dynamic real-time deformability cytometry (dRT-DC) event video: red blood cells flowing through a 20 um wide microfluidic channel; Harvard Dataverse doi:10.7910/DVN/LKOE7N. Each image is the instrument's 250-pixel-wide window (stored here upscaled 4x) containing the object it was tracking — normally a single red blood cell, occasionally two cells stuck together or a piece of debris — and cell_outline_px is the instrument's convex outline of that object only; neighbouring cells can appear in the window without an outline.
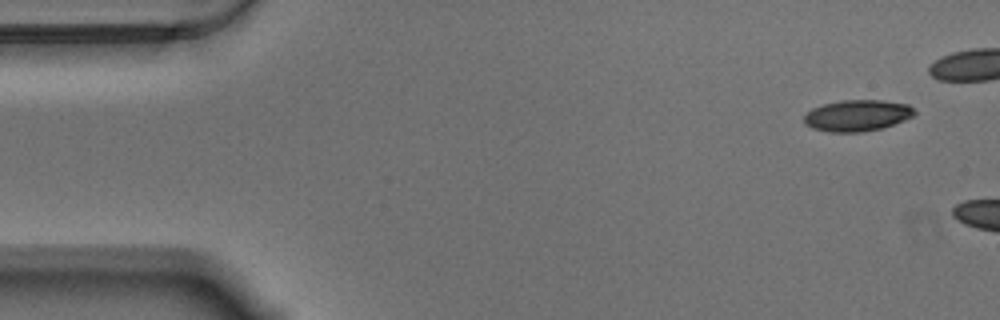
{"species": "Egyptian fruit bat (a non-hibernating species)", "species_latin": "Rousettus aegyptiacus", "temperature_condition": "warm", "stored_images_in_passage": 5, "camera_frame_rate_fps": 3000, "um_per_image_px": 0.085, "animal": {"sex": "male"}, "frame": {"image": 1, "passage_image": 1, "time_ms": 0.0, "image_size_px": [1000, 320], "cell_outline_px": [[916, 112], [912, 116], [904, 120], [880, 128], [860, 132], [828, 132], [812, 128], [804, 124], [804, 116], [812, 108], [824, 104], [840, 100], [884, 100], [908, 104]], "centroid_in_image_um": [72.83, 9.81], "position_along_channel_um": 12.2, "area_um2": 20.06}}